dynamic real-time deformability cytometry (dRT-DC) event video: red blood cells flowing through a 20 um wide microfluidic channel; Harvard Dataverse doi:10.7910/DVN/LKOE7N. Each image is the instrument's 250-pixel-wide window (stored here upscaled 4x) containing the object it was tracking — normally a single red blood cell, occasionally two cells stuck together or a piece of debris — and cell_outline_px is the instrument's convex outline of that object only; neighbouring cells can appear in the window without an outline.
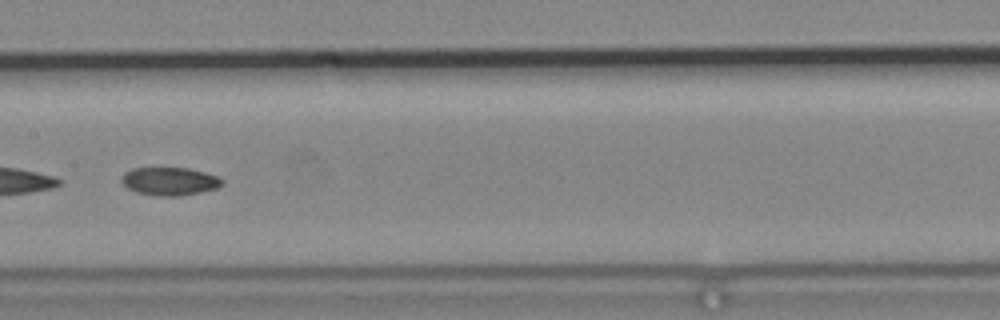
{"species": "common noctule bat (a hibernating species)", "species_latin": "Nyctalus noctula", "temperature_condition": "cold", "stored_images_in_passage": 9, "segment_of_instrument_passage": [2, 2], "camera_frame_rate_fps": 3000, "um_per_image_px": 0.085, "animal": {"sex": "male", "body_mass_g": 19.2, "forearm_length_mm": 51.8}, "frame": {"image": 1, "passage_image": 7, "time_ms": 2.0, "image_size_px": [1000, 320], "cell_outline_px": [[224, 184], [216, 188], [200, 192], [180, 196], [160, 196], [136, 192], [128, 188], [120, 180], [120, 176], [124, 172], [132, 168], [188, 168], [220, 176], [224, 180]], "centroid_in_image_um": [14.43, 15.4], "position_along_channel_um": 193.0, "area_um2": 16.59}}
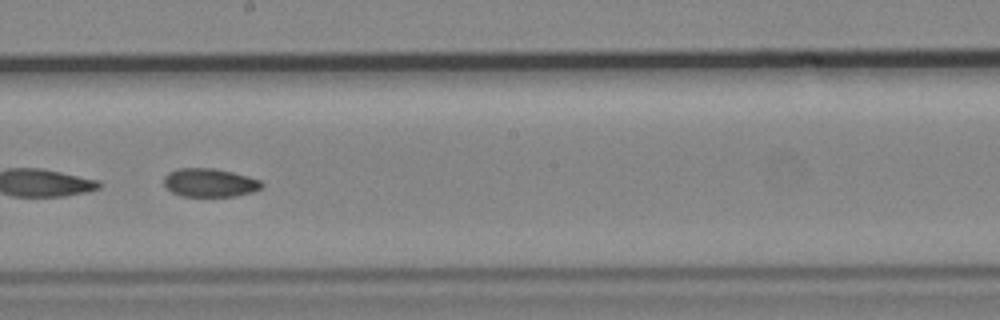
{"frame": {"image": 2, "passage_image": 8, "time_ms": 2.333, "image_size_px": [1000, 320], "cell_outline_px": [[264, 188], [252, 192], [236, 196], [180, 196], [172, 192], [164, 184], [164, 176], [168, 172], [176, 168], [212, 168], [232, 172], [248, 176], [260, 180], [264, 184]], "centroid_in_image_um": [17.84, 15.53], "position_along_channel_um": 230.4, "area_um2": 16.36}}
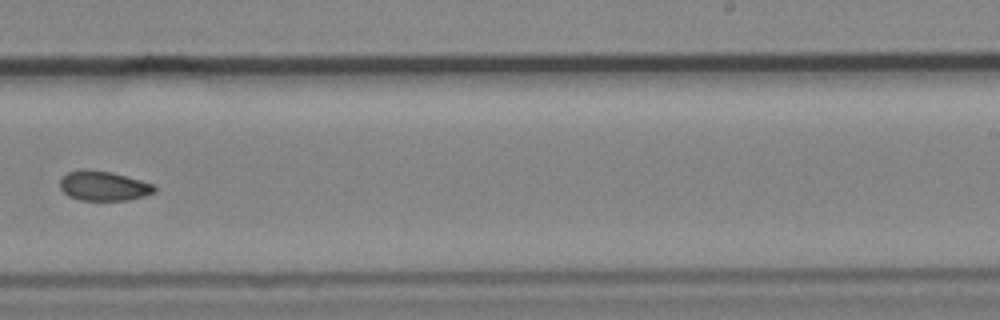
{"frame": {"image": 3, "passage_image": 9, "time_ms": 2.667, "image_size_px": [1000, 320], "cell_outline_px": [[156, 192], [144, 196], [128, 200], [80, 200], [68, 196], [60, 188], [60, 176], [68, 172], [112, 172], [140, 180], [152, 184], [156, 188]], "centroid_in_image_um": [8.82, 15.84], "position_along_channel_um": 280.2, "area_um2": 15.84}}